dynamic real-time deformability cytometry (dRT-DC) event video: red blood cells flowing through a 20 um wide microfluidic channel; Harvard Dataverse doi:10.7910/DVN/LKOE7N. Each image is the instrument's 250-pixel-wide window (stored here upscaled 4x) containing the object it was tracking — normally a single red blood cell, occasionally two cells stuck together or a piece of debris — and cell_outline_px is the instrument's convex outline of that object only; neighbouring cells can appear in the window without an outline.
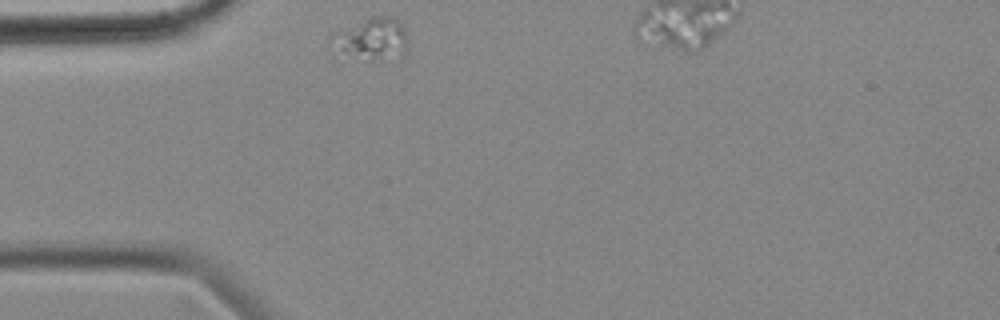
{"species": "common noctule bat (a hibernating species)", "species_latin": "Nyctalus noctula", "temperature_condition": "cold", "stored_images_in_passage": 26, "camera_frame_rate_fps": 3000, "um_per_image_px": 0.085, "animal": {"sex": "female", "body_mass_g": 18.4}, "frame": {"image": 1, "passage_image": 1, "time_ms": 0.0, "image_size_px": [1000, 320], "cell_outline_px": [[408, 52], [376, 56], [372, 56], [328, 48], [328, 40], [336, 32], [372, 16], [392, 16], [400, 20], [404, 28], [408, 40]], "centroid_in_image_um": [31.63, 3.17], "position_along_channel_um": 53.4, "area_um2": 17.28}}
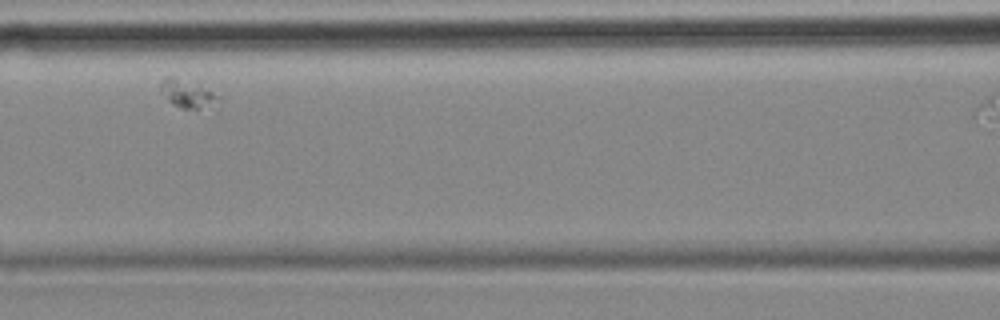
{"frame": {"image": 2, "passage_image": 11, "time_ms": 3.333, "image_size_px": [1000, 320], "cell_outline_px": [[224, 96], [220, 112], [196, 112], [180, 108], [168, 100], [160, 88], [160, 80], [164, 76], [172, 76], [200, 84]], "centroid_in_image_um": [16.22, 8.09], "position_along_channel_um": 150.4, "area_um2": 11.16}}